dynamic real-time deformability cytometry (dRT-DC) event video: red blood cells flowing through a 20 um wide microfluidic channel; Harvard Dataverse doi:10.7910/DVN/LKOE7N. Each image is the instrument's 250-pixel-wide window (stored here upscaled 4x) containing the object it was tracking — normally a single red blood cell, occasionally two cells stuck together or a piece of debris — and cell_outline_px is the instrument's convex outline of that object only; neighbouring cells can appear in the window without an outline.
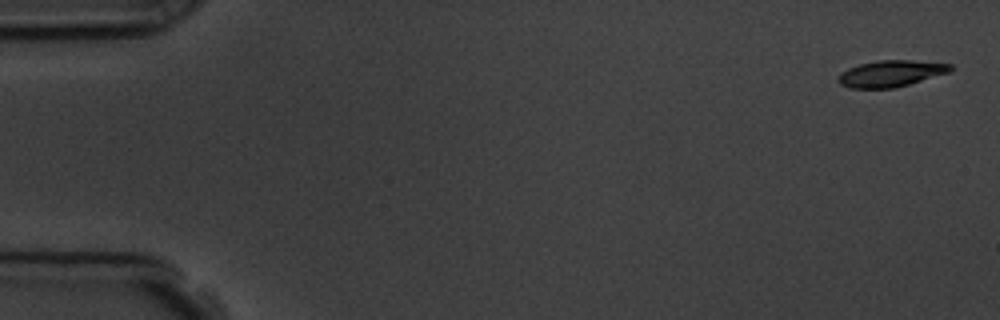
{"species": "common noctule bat (a hibernating species)", "species_latin": "Nyctalus noctula", "temperature_condition": "room temperature", "stored_images_in_passage": 4, "camera_frame_rate_fps": 3000, "um_per_image_px": 0.085, "animal": {"sex": "male", "body_mass_g": 19.5, "forearm_length_mm": 54.6}, "frame": {"image": 1, "passage_image": 1, "time_ms": 0.0, "image_size_px": [1000, 320], "cell_outline_px": [[952, 68], [948, 72], [908, 84], [892, 88], [852, 88], [840, 84], [836, 80], [840, 72], [848, 68], [860, 64], [880, 60], [912, 60], [952, 64]], "centroid_in_image_um": [75.67, 6.24], "position_along_channel_um": 9.3, "area_um2": 17.05}}
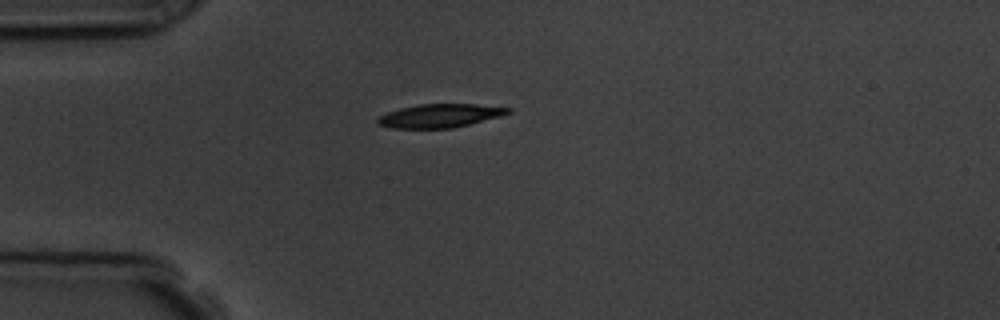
{"frame": {"image": 2, "passage_image": 4, "time_ms": 4.333, "image_size_px": [1000, 320], "cell_outline_px": [[512, 112], [500, 116], [452, 128], [392, 128], [376, 124], [376, 120], [380, 116], [388, 112], [400, 108], [420, 104], [476, 104], [512, 108]], "centroid_in_image_um": [37.38, 9.83], "position_along_channel_um": 47.6, "area_um2": 17.74}}